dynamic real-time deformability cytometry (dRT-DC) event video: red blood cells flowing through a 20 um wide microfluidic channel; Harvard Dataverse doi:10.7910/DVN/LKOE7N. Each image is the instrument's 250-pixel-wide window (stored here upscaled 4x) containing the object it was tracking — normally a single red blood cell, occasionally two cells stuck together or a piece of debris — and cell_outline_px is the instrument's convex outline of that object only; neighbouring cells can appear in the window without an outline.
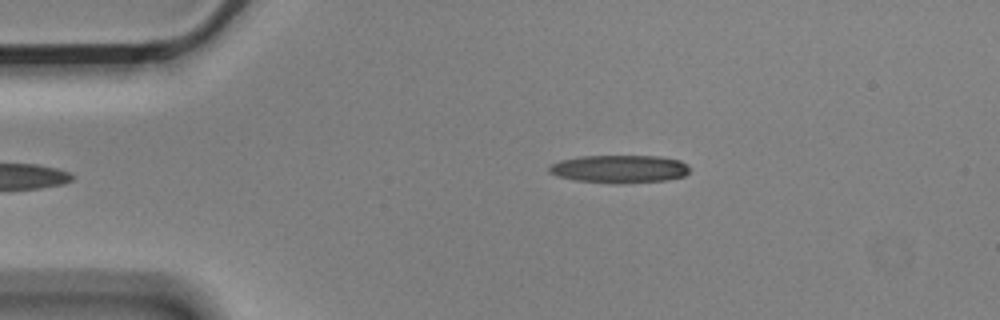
{"species": "Egyptian fruit bat (a non-hibernating species)", "species_latin": "Rousettus aegyptiacus", "temperature_condition": "cold", "stored_images_in_passage": 4, "camera_frame_rate_fps": 3000, "um_per_image_px": 0.085, "animal": {"sex": "male"}, "frame": {"image": 1, "passage_image": 4, "time_ms": 1.0, "image_size_px": [1000, 320], "cell_outline_px": [[692, 168], [684, 176], [668, 180], [624, 184], [612, 184], [576, 180], [556, 176], [548, 172], [548, 168], [552, 164], [560, 160], [584, 156], [660, 156], [680, 160], [688, 164]], "centroid_in_image_um": [52.69, 14.37], "position_along_channel_um": 32.3, "area_um2": 23.24}}